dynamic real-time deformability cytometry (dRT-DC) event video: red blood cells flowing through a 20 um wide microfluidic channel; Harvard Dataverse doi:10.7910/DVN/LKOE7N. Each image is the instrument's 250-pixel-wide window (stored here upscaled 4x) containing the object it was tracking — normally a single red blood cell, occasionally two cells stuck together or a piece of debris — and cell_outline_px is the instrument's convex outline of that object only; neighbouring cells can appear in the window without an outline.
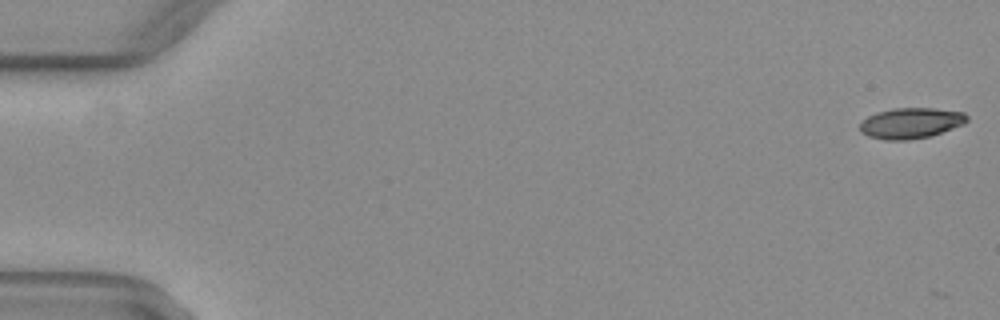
{"species": "common noctule bat (a hibernating species)", "species_latin": "Nyctalus noctula", "temperature_condition": "warm", "stored_images_in_passage": 10, "camera_frame_rate_fps": 3000, "um_per_image_px": 0.085, "animal": {"sex": "female", "body_mass_g": 29.2, "forearm_length_mm": 56.3}, "frame": {"image": 1, "passage_image": 1, "time_ms": 0.0, "image_size_px": [1000, 320], "cell_outline_px": [[968, 120], [964, 124], [932, 136], [908, 140], [884, 140], [868, 136], [860, 132], [860, 124], [868, 116], [876, 112], [892, 108], [932, 108], [964, 112], [968, 116]], "centroid_in_image_um": [77.43, 10.47], "position_along_channel_um": 7.6, "area_um2": 19.31}}